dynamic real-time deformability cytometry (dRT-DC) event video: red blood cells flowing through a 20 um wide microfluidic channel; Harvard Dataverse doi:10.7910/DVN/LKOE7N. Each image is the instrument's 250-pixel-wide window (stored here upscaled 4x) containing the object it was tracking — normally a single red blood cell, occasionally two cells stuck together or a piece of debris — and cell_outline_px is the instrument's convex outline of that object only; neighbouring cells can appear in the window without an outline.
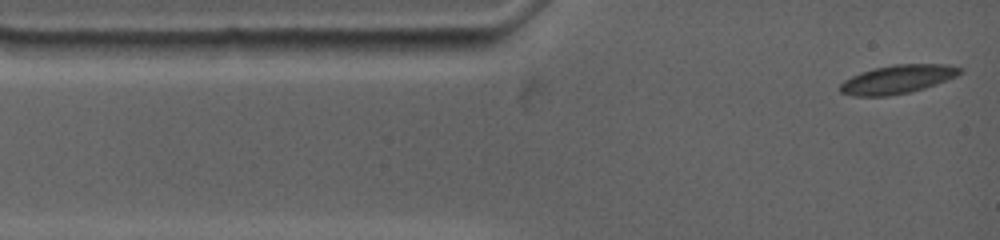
{"species": "common noctule bat (a hibernating species)", "species_latin": "Nyctalus noctula", "temperature_condition": "warm", "stored_images_in_passage": 29, "camera_frame_rate_fps": 4500, "um_per_image_px": 0.085, "animal": {"sex": "female", "body_mass_g": 19.0, "forearm_length_mm": 53.3}, "frame": {"image": 1, "passage_image": 1, "time_ms": 0.0, "image_size_px": [1000, 240], "cell_outline_px": [[964, 72], [956, 76], [936, 84], [912, 92], [888, 96], [852, 96], [840, 92], [840, 84], [844, 80], [860, 72], [872, 68], [892, 64], [948, 64], [964, 68]], "centroid_in_image_um": [76.3, 6.73], "position_along_channel_um": 8.7, "area_um2": 20.23}}
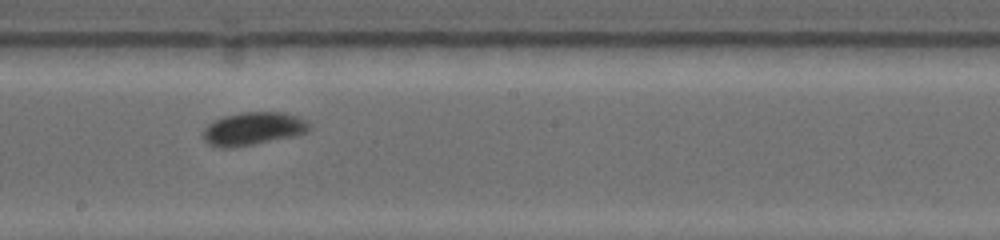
{"frame": {"image": 2, "passage_image": 13, "time_ms": 7.111, "image_size_px": [1000, 240], "cell_outline_px": [[308, 132], [296, 136], [256, 144], [232, 148], [220, 148], [208, 144], [204, 140], [200, 132], [208, 124], [224, 116], [240, 112], [284, 112], [296, 116], [304, 120], [308, 124]], "centroid_in_image_um": [21.46, 10.96], "position_along_channel_um": 226.7, "area_um2": 20.63}}
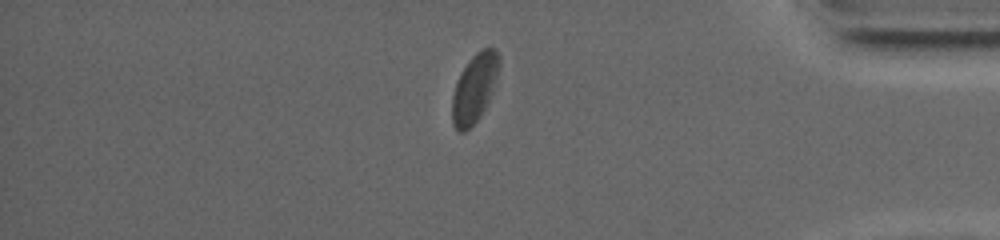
{"frame": {"image": 3, "passage_image": 25, "time_ms": 12.667, "image_size_px": [1000, 240], "cell_outline_px": [[500, 64], [488, 100], [480, 116], [464, 132], [456, 132], [452, 124], [452, 96], [460, 72], [472, 56], [476, 52], [484, 48], [492, 48], [500, 56]], "centroid_in_image_um": [40.29, 7.5], "position_along_channel_um": 394.9, "area_um2": 18.38}, "authors_computed_cell_mechanics": {"area_um2": 19.7676, "velocity_mm_per_s": 3.6013, "shape_relaxation_time_tau1_ms": 3.8322, "shape_relaxation_time_tau2_ms": null, "deformation_change_tau1": 0.1156, "deformation_change_tau2": null}}